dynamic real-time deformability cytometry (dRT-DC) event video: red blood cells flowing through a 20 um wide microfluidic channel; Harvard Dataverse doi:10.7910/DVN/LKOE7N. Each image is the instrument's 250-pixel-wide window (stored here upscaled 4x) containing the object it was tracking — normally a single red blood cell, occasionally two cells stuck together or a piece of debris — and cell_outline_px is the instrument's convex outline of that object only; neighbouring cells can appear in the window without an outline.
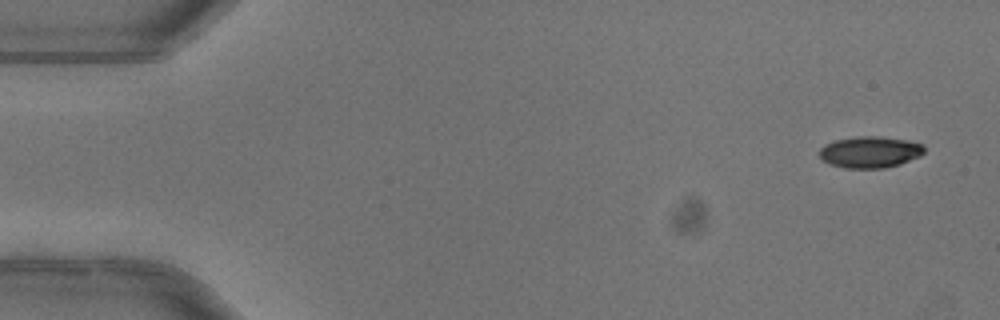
{"species": "common noctule bat (a hibernating species)", "species_latin": "Nyctalus noctula", "temperature_condition": "warm", "stored_images_in_passage": 5, "camera_frame_rate_fps": 3000, "um_per_image_px": 0.085, "animal": {"sex": "female"}, "frame": {"image": 1, "passage_image": 1, "time_ms": 0.0, "image_size_px": [1000, 320], "cell_outline_px": [[924, 152], [920, 156], [900, 164], [884, 168], [844, 168], [832, 164], [824, 160], [820, 156], [820, 148], [824, 144], [836, 140], [860, 136], [876, 136], [908, 140], [924, 144]], "centroid_in_image_um": [73.98, 12.92], "position_along_channel_um": 11.0, "area_um2": 19.13}}
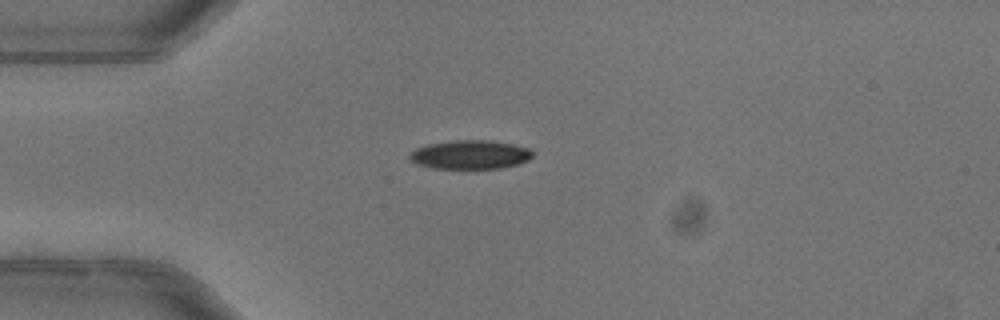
{"frame": {"image": 2, "passage_image": 4, "time_ms": 1.0, "image_size_px": [1000, 320], "cell_outline_px": [[532, 156], [528, 160], [516, 164], [500, 168], [432, 168], [416, 164], [408, 160], [408, 156], [416, 148], [428, 144], [452, 140], [488, 140], [512, 144], [528, 148], [532, 152]], "centroid_in_image_um": [39.91, 13.14], "position_along_channel_um": 45.1, "area_um2": 20.58}}